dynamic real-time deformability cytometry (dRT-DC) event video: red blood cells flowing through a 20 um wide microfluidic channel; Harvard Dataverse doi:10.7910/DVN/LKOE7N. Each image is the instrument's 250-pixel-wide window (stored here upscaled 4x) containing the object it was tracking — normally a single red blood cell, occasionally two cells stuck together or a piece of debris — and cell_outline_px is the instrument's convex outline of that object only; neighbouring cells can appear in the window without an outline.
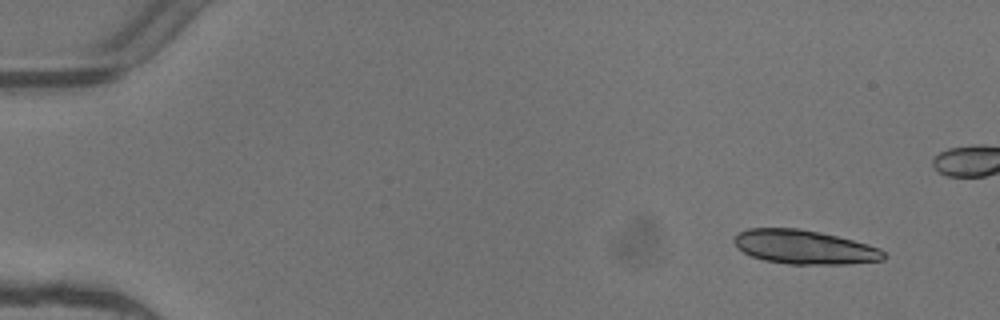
{"species": "common noctule bat (a hibernating species)", "species_latin": "Nyctalus noctula", "temperature_condition": "warm", "stored_images_in_passage": 2, "segment_of_instrument_passage": [2, 2], "camera_frame_rate_fps": 3000, "um_per_image_px": 0.085, "animal": {"sex": "female"}, "frame": {"image": 1, "passage_image": 2, "time_ms": 0.333, "image_size_px": [1000, 320], "cell_outline_px": [[884, 260], [848, 264], [788, 264], [764, 260], [752, 256], [736, 248], [732, 240], [736, 232], [748, 228], [800, 228], [820, 232], [852, 240], [880, 248], [884, 252]], "centroid_in_image_um": [68.31, 20.99], "position_along_channel_um": 16.7, "area_um2": 29.77}}